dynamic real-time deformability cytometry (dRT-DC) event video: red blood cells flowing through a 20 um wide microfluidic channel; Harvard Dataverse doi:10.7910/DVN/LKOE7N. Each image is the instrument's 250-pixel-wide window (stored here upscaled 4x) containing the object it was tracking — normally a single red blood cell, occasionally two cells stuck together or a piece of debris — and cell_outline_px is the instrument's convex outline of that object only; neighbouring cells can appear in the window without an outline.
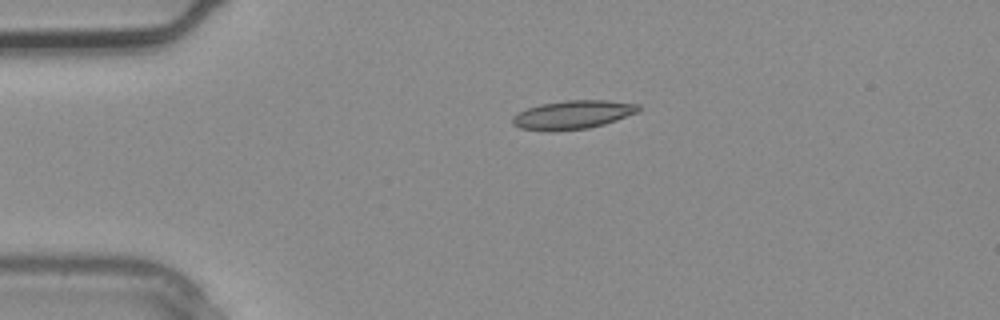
{"species": "common noctule bat (a hibernating species)", "species_latin": "Nyctalus noctula", "temperature_condition": "warm", "stored_images_in_passage": 2, "camera_frame_rate_fps": 3000, "um_per_image_px": 0.085, "animal": {"sex": "male", "body_mass_g": 20.4}, "frame": {"image": 1, "passage_image": 1, "time_ms": 0.0, "image_size_px": [1000, 320], "cell_outline_px": [[640, 112], [604, 124], [588, 128], [520, 128], [512, 124], [512, 116], [528, 108], [540, 104], [564, 100], [608, 100], [640, 104]], "centroid_in_image_um": [48.79, 9.69], "position_along_channel_um": 36.2, "area_um2": 20.23}}